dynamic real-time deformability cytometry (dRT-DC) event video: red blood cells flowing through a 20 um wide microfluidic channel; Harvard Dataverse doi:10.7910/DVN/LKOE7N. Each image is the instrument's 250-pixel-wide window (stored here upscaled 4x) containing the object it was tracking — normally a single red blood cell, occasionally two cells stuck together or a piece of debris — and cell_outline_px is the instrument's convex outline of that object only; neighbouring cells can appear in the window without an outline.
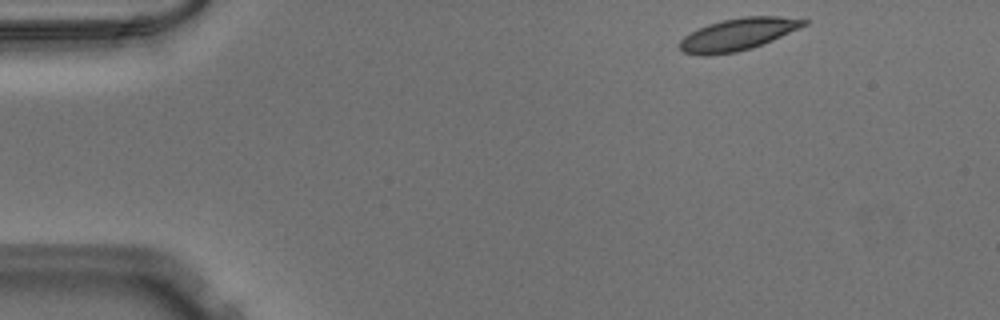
{"species": "Egyptian fruit bat (a non-hibernating species)", "species_latin": "Rousettus aegyptiacus", "temperature_condition": "warm", "stored_images_in_passage": 46, "camera_frame_rate_fps": 3000, "um_per_image_px": 0.085, "animal": {"sex": "male"}, "frame": {"image": 1, "passage_image": 1, "time_ms": 0.0, "image_size_px": [1000, 320], "cell_outline_px": [[808, 24], [772, 40], [752, 48], [736, 52], [708, 56], [700, 56], [684, 52], [680, 48], [680, 40], [684, 36], [708, 24], [724, 20], [744, 16], [780, 16], [808, 20]], "centroid_in_image_um": [62.72, 2.92], "position_along_channel_um": 22.3, "area_um2": 23.06}}
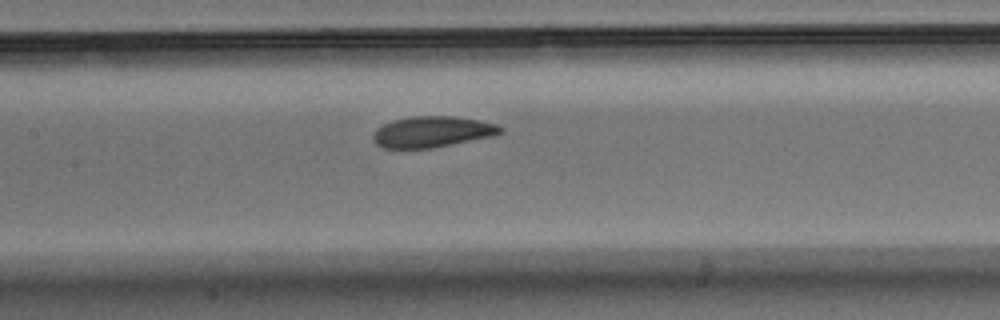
{"frame": {"image": 2, "passage_image": 19, "time_ms": 6.0, "image_size_px": [1000, 320], "cell_outline_px": [[504, 132], [492, 136], [432, 148], [384, 148], [376, 144], [372, 140], [372, 132], [376, 128], [392, 120], [412, 116], [456, 116], [480, 120], [496, 124], [504, 128]], "centroid_in_image_um": [36.72, 11.19], "position_along_channel_um": 170.7, "area_um2": 23.18}}
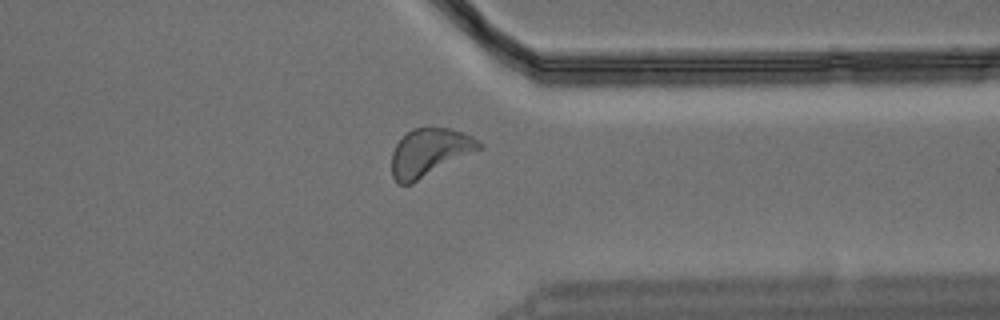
{"frame": {"image": 3, "passage_image": 35, "time_ms": 11.333, "image_size_px": [1000, 320], "cell_outline_px": [[484, 148], [412, 184], [396, 184], [392, 176], [392, 152], [396, 144], [412, 128], [452, 128], [464, 132], [480, 140], [484, 144]], "centroid_in_image_um": [36.56, 12.96], "position_along_channel_um": 374.8, "area_um2": 24.74}}